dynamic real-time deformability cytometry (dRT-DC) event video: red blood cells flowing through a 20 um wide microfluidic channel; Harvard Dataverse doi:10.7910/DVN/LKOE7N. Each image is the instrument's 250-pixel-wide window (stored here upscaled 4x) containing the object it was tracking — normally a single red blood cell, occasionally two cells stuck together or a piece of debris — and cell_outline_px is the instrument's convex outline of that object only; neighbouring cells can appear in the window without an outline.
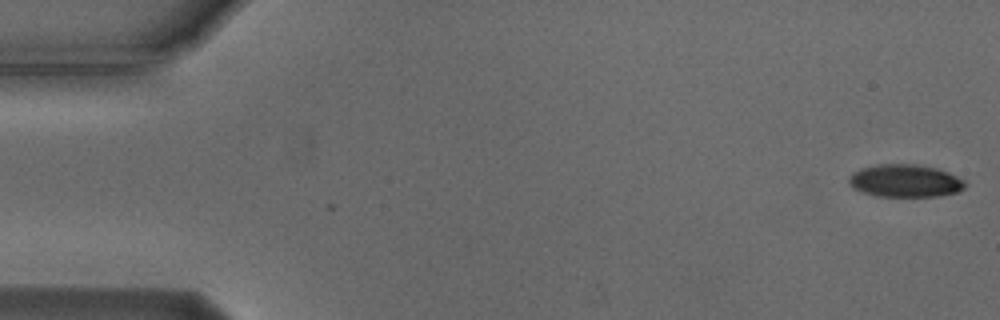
{"species": "Egyptian fruit bat (a non-hibernating species)", "species_latin": "Rousettus aegyptiacus", "temperature_condition": "cold", "stored_images_in_passage": 2, "camera_frame_rate_fps": 3000, "um_per_image_px": 0.085, "animal": {"sex": "male"}, "frame": {"image": 1, "passage_image": 1, "time_ms": 0.0, "image_size_px": [1000, 320], "cell_outline_px": [[964, 188], [956, 192], [936, 196], [880, 196], [864, 192], [852, 188], [848, 184], [848, 180], [852, 172], [860, 168], [876, 164], [916, 164], [936, 168], [948, 172], [964, 180]], "centroid_in_image_um": [76.89, 15.35], "position_along_channel_um": 8.1, "area_um2": 22.02}}